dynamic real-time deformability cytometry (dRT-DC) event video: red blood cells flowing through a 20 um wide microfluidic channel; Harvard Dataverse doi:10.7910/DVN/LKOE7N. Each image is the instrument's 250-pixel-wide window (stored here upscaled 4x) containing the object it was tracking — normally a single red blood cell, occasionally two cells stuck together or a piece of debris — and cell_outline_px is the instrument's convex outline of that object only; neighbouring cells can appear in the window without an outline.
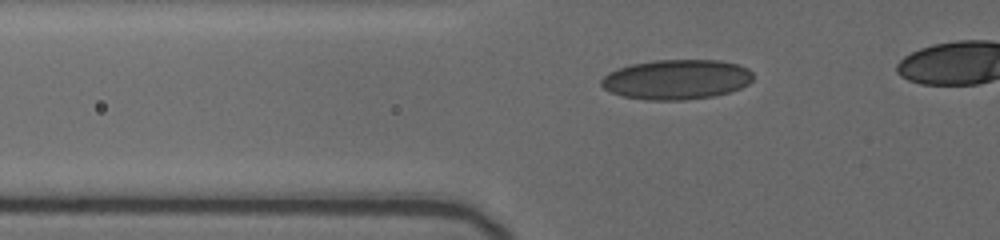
{"species": "human", "species_latin": "Homo sapiens", "temperature_condition": "cold", "stored_images_in_passage": 16, "segment_of_instrument_passage": [1, 2], "camera_frame_rate_fps": 3000, "um_per_image_px": 0.085, "donor": {"sex": "female"}, "frame": {"image": 1, "passage_image": 12, "time_ms": 5.0, "image_size_px": [1000, 240], "cell_outline_px": [[752, 80], [748, 84], [740, 88], [716, 96], [684, 100], [644, 100], [624, 96], [612, 92], [604, 88], [600, 84], [600, 80], [608, 72], [632, 64], [656, 60], [720, 60], [736, 64], [748, 68], [752, 72]], "centroid_in_image_um": [57.51, 6.76], "position_along_channel_um": 68.3, "area_um2": 35.26}}